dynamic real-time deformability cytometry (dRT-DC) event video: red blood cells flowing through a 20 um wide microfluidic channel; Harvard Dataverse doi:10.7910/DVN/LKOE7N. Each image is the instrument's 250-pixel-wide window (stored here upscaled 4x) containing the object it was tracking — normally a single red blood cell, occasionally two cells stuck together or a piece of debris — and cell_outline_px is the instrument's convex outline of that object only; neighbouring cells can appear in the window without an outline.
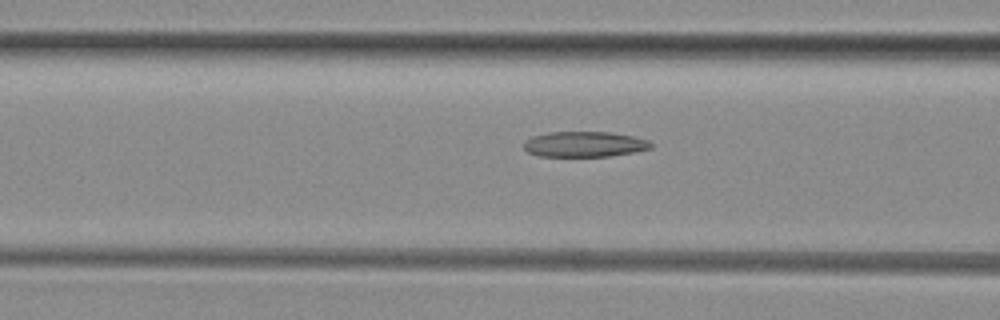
{"species": "common noctule bat (a hibernating species)", "species_latin": "Nyctalus noctula", "temperature_condition": "room temperature", "stored_images_in_passage": 36, "camera_frame_rate_fps": 3000, "um_per_image_px": 0.085, "animal": {"sex": "female", "body_mass_g": 29.2, "forearm_length_mm": 56.3}, "frame": {"image": 1, "passage_image": 5, "time_ms": 1.333, "image_size_px": [1000, 320], "cell_outline_px": [[652, 148], [636, 152], [608, 156], [540, 156], [528, 152], [524, 148], [524, 140], [532, 136], [548, 132], [612, 132], [632, 136], [648, 140], [652, 144]], "centroid_in_image_um": [49.68, 12.25], "position_along_channel_um": 116.9, "area_um2": 18.9}}
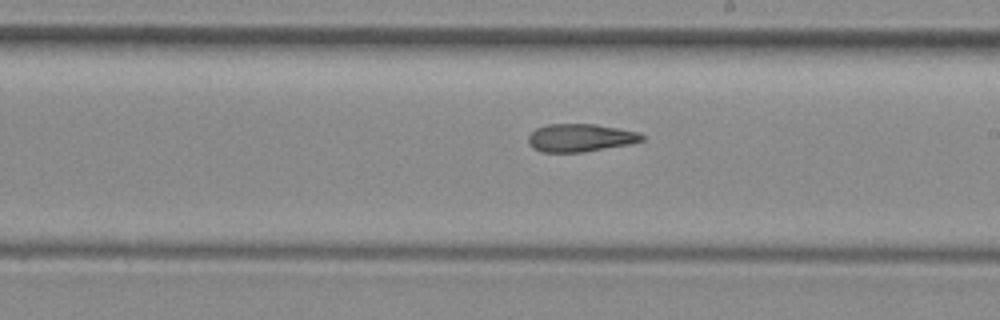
{"frame": {"image": 2, "passage_image": 14, "time_ms": 4.333, "image_size_px": [1000, 320], "cell_outline_px": [[644, 140], [632, 144], [584, 152], [540, 152], [532, 148], [528, 144], [528, 136], [536, 128], [548, 124], [596, 124], [640, 132], [644, 136]], "centroid_in_image_um": [49.34, 11.72], "position_along_channel_um": 239.7, "area_um2": 18.73}}
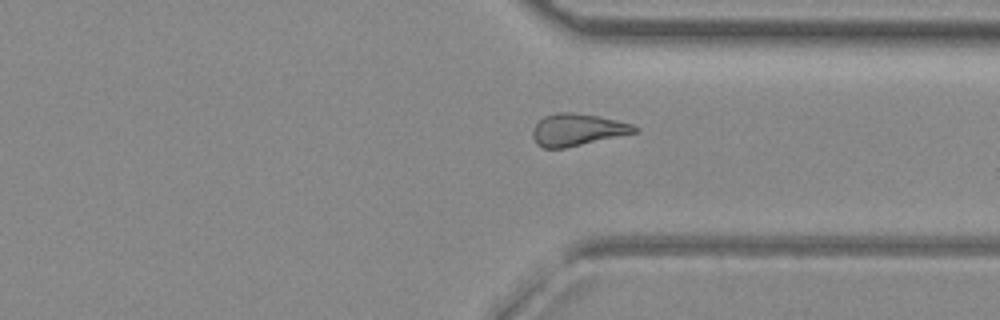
{"frame": {"image": 3, "passage_image": 23, "time_ms": 7.333, "image_size_px": [1000, 320], "cell_outline_px": [[640, 132], [564, 148], [544, 148], [536, 144], [532, 136], [532, 128], [544, 116], [556, 112], [568, 112], [600, 116], [632, 124], [640, 128]], "centroid_in_image_um": [49.09, 11.03], "position_along_channel_um": 362.3, "area_um2": 19.19}, "authors_computed_cell_mechanics": {"area_um2": 19.1029, "velocity_mm_per_s": 4.0874, "shape_relaxation_time_tau1_ms": null, "shape_relaxation_time_tau2_ms": 2.4947, "deformation_change_tau1": null, "deformation_change_tau2": 0.1058}}